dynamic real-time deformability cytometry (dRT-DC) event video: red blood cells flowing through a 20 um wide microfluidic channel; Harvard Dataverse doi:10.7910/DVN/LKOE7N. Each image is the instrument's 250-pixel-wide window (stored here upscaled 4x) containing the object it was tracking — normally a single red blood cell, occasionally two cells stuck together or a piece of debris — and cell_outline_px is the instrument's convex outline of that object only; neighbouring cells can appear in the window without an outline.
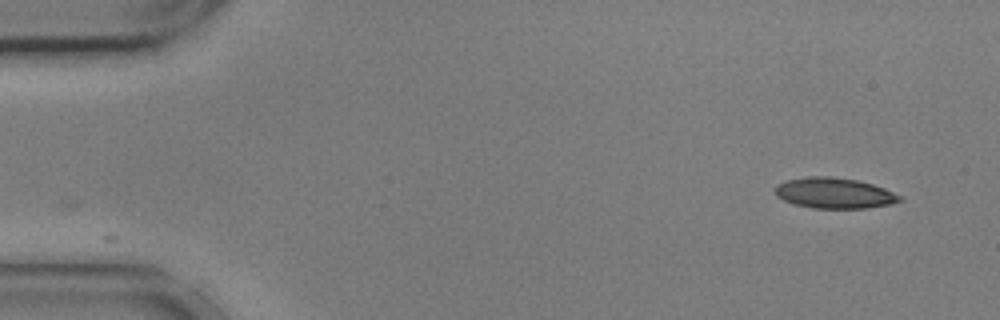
{"species": "common noctule bat (a hibernating species)", "species_latin": "Nyctalus noctula", "temperature_condition": "cold", "stored_images_in_passage": 52, "camera_frame_rate_fps": 3000, "um_per_image_px": 0.085, "animal": {"sex": "male", "body_mass_g": 17.9, "forearm_length_mm": 54.2}, "frame": {"image": 1, "passage_image": 1, "time_ms": 0.0, "image_size_px": [1000, 320], "cell_outline_px": [[904, 200], [892, 204], [868, 208], [812, 208], [792, 204], [776, 196], [776, 184], [788, 180], [808, 176], [832, 176], [860, 180], [884, 188], [900, 196]], "centroid_in_image_um": [70.92, 16.41], "position_along_channel_um": 14.1, "area_um2": 22.43}}
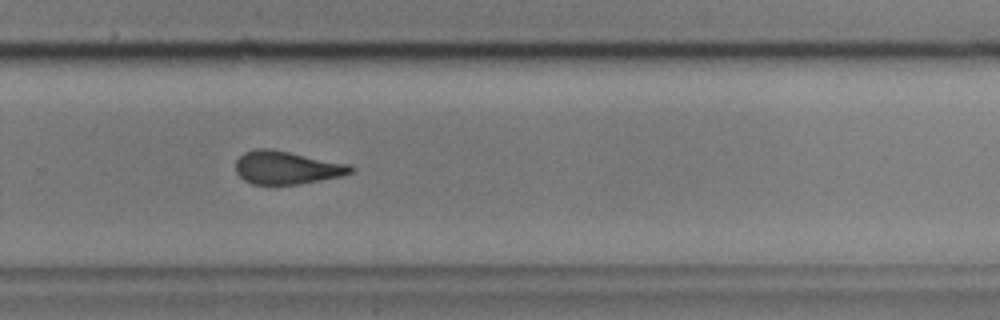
{"frame": {"image": 2, "passage_image": 34, "time_ms": 11.0, "image_size_px": [1000, 320], "cell_outline_px": [[356, 168], [352, 172], [340, 176], [300, 184], [252, 184], [244, 180], [236, 172], [236, 160], [244, 152], [256, 148], [272, 148], [348, 164]], "centroid_in_image_um": [24.35, 14.24], "position_along_channel_um": 305.5, "area_um2": 22.14}}
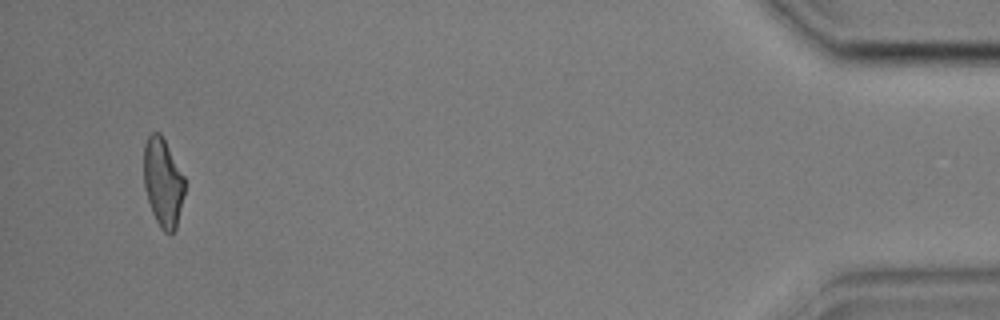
{"frame": {"image": 3, "passage_image": 50, "time_ms": 16.333, "image_size_px": [1000, 320], "cell_outline_px": [[184, 192], [176, 228], [172, 232], [164, 232], [160, 228], [152, 212], [144, 188], [144, 144], [148, 136], [152, 132], [160, 132], [184, 176]], "centroid_in_image_um": [13.83, 15.49], "position_along_channel_um": 421.4, "area_um2": 20.87}, "authors_computed_cell_mechanics": {"area_um2": 22.542, "velocity_mm_per_s": 3.619, "shape_relaxation_time_tau1_ms": 5.8522, "shape_relaxation_time_tau2_ms": 2.8135, "deformation_change_tau1": 0.1674, "deformation_change_tau2": 0.1036}}